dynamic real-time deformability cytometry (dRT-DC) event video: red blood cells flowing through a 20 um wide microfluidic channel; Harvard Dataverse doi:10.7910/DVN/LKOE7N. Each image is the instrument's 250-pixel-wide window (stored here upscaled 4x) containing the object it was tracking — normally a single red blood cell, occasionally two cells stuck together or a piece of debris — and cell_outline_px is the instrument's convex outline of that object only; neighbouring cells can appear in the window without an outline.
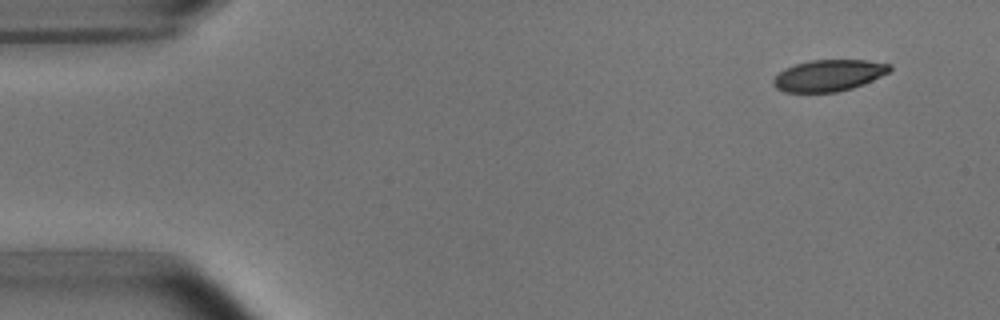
{"species": "common noctule bat (a hibernating species)", "species_latin": "Nyctalus noctula", "temperature_condition": "room temperature", "stored_images_in_passage": 4, "camera_frame_rate_fps": 3000, "um_per_image_px": 0.085, "animal": {"sex": "male", "body_mass_g": 15.6}, "frame": {"image": 1, "passage_image": 1, "time_ms": 0.0, "image_size_px": [1000, 320], "cell_outline_px": [[892, 68], [888, 72], [864, 84], [852, 88], [836, 92], [784, 92], [776, 88], [772, 84], [772, 80], [784, 68], [808, 60], [864, 60], [892, 64]], "centroid_in_image_um": [70.42, 6.41], "position_along_channel_um": 14.6, "area_um2": 21.33}}
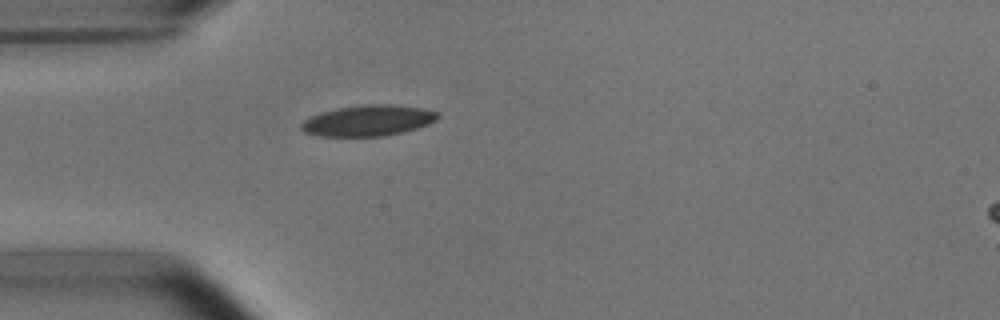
{"frame": {"image": 2, "passage_image": 4, "time_ms": 3.667, "image_size_px": [1000, 320], "cell_outline_px": [[440, 116], [436, 120], [428, 124], [404, 132], [384, 136], [316, 136], [304, 132], [300, 128], [300, 124], [304, 120], [320, 112], [336, 108], [364, 104], [392, 104], [420, 108], [436, 112]], "centroid_in_image_um": [31.25, 10.25], "position_along_channel_um": 53.7, "area_um2": 24.62}}